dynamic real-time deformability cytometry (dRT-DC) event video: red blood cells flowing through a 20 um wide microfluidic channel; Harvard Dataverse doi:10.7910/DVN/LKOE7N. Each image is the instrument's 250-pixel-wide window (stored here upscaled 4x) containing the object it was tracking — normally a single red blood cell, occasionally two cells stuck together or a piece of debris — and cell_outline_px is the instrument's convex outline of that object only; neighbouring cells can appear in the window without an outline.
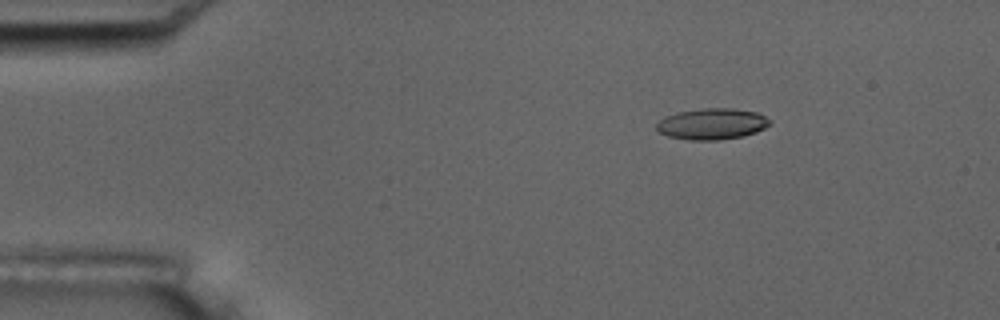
{"species": "common noctule bat (a hibernating species)", "species_latin": "Nyctalus noctula", "temperature_condition": "room temperature", "stored_images_in_passage": 5, "camera_frame_rate_fps": 3000, "um_per_image_px": 0.085, "animal": {"sex": "male", "body_mass_g": 17.5, "forearm_length_mm": 52.3}, "frame": {"image": 1, "passage_image": 3, "time_ms": 0.667, "image_size_px": [1000, 320], "cell_outline_px": [[772, 124], [756, 132], [740, 136], [716, 140], [688, 140], [668, 136], [660, 132], [656, 128], [656, 124], [664, 116], [676, 112], [700, 108], [732, 108], [756, 112], [772, 120]], "centroid_in_image_um": [60.51, 10.52], "position_along_channel_um": 24.5, "area_um2": 20.63}}